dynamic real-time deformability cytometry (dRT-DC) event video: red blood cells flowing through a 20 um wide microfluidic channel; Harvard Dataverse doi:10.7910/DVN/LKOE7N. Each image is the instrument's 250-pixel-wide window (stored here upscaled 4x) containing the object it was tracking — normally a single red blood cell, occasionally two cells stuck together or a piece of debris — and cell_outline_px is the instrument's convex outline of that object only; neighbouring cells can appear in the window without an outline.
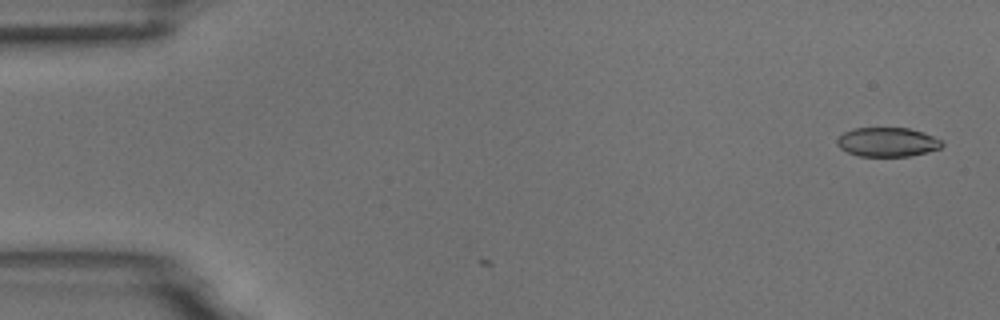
{"species": "common noctule bat (a hibernating species)", "species_latin": "Nyctalus noctula", "temperature_condition": "room temperature", "stored_images_in_passage": 4, "camera_frame_rate_fps": 3000, "um_per_image_px": 0.085, "animal": {"sex": "male", "body_mass_g": 18.8}, "frame": {"image": 1, "passage_image": 4, "time_ms": 1.0, "image_size_px": [1000, 320], "cell_outline_px": [[944, 144], [940, 148], [928, 152], [912, 156], [860, 156], [848, 152], [840, 148], [836, 144], [836, 140], [844, 132], [852, 128], [908, 128], [924, 132], [940, 140]], "centroid_in_image_um": [75.42, 12.07], "position_along_channel_um": 9.6, "area_um2": 17.86}}